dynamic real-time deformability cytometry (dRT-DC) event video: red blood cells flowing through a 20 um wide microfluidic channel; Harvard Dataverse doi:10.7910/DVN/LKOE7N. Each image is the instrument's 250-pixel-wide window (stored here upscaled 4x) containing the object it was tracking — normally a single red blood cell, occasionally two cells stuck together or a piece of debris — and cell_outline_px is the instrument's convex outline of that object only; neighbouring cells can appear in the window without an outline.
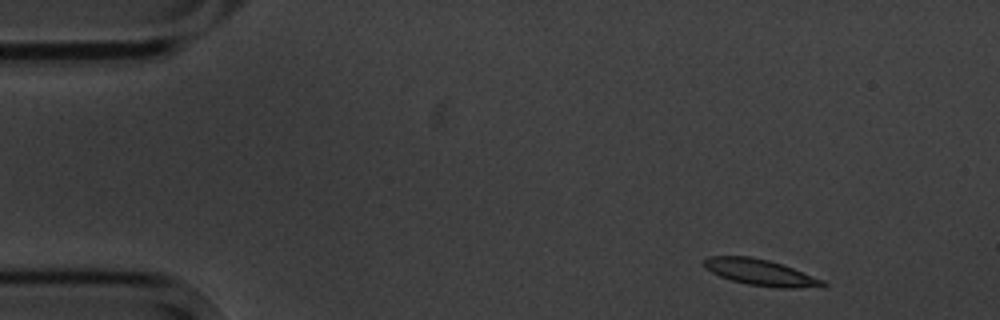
{"species": "common noctule bat (a hibernating species)", "species_latin": "Nyctalus noctula", "temperature_condition": "cold", "stored_images_in_passage": 3, "camera_frame_rate_fps": 3000, "um_per_image_px": 0.085, "animal": {"sex": "male", "body_mass_g": 20.1, "forearm_length_mm": 53.5}, "frame": {"image": 1, "passage_image": 1, "time_ms": 0.0, "image_size_px": [1000, 320], "cell_outline_px": [[828, 284], [824, 288], [780, 288], [748, 284], [732, 280], [720, 276], [704, 268], [704, 260], [708, 256], [752, 256], [768, 260], [792, 268], [824, 280]], "centroid_in_image_um": [64.69, 23.17], "position_along_channel_um": 20.3, "area_um2": 18.15}}